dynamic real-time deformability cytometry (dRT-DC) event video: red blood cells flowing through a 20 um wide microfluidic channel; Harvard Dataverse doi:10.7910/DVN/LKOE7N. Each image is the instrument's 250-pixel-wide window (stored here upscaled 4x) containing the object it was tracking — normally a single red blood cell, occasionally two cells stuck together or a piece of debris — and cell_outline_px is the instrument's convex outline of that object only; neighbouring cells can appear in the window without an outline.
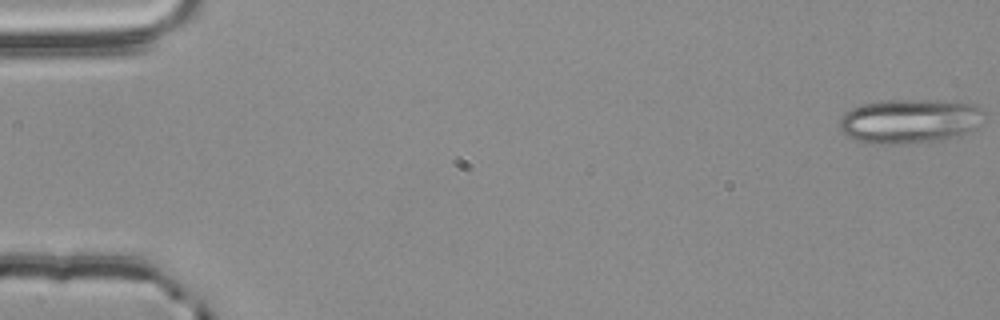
{"species": "common noctule bat (a hibernating species)", "species_latin": "Nyctalus noctula", "temperature_condition": "room temperature", "stored_images_in_passage": 55, "camera_frame_rate_fps": 3000, "um_per_image_px": 0.085, "animal": {"sex": "male", "body_mass_g": 20.4}, "frame": {"image": 1, "passage_image": 1, "time_ms": 0.0, "image_size_px": [1000, 320], "cell_outline_px": [[984, 112], [980, 124], [976, 128], [968, 132], [956, 136], [928, 144], [872, 144], [856, 140], [848, 136], [840, 128], [840, 120], [844, 112], [852, 108], [864, 104], [884, 100], [948, 100], [976, 104]], "centroid_in_image_um": [77.36, 10.3], "position_along_channel_um": 7.6, "area_um2": 38.03}}
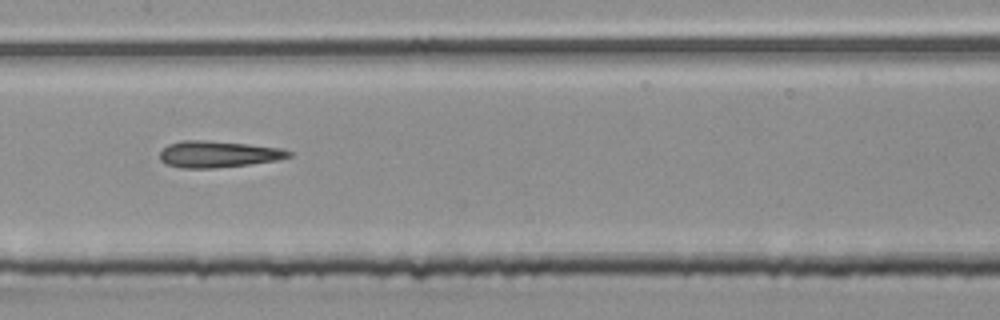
{"frame": {"image": 2, "passage_image": 28, "time_ms": 9.0, "image_size_px": [1000, 320], "cell_outline_px": [[292, 156], [276, 160], [248, 164], [212, 168], [184, 168], [168, 164], [160, 160], [160, 152], [168, 144], [184, 140], [208, 140], [248, 144], [280, 148], [292, 152]], "centroid_in_image_um": [18.54, 13.09], "position_along_channel_um": 188.9, "area_um2": 19.71}}
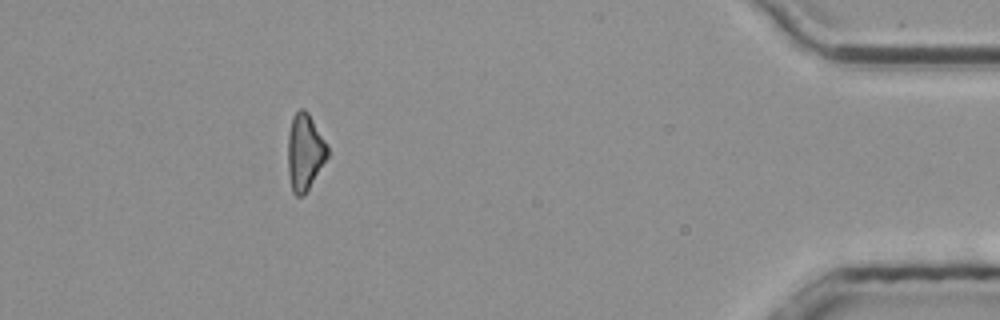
{"frame": {"image": 3, "passage_image": 50, "time_ms": 16.333, "image_size_px": [1000, 320], "cell_outline_px": [[328, 156], [304, 196], [296, 196], [292, 192], [288, 176], [288, 132], [292, 116], [300, 108], [304, 108], [308, 112], [328, 144]], "centroid_in_image_um": [25.9, 12.91], "position_along_channel_um": 409.3, "area_um2": 17.92}, "authors_computed_cell_mechanics": {"area_um2": 19.8832, "velocity_mm_per_s": 3.8046, "shape_relaxation_time_tau1_ms": null, "shape_relaxation_time_tau2_ms": 5.9533, "deformation_change_tau1": null, "deformation_change_tau2": 0.1931}}